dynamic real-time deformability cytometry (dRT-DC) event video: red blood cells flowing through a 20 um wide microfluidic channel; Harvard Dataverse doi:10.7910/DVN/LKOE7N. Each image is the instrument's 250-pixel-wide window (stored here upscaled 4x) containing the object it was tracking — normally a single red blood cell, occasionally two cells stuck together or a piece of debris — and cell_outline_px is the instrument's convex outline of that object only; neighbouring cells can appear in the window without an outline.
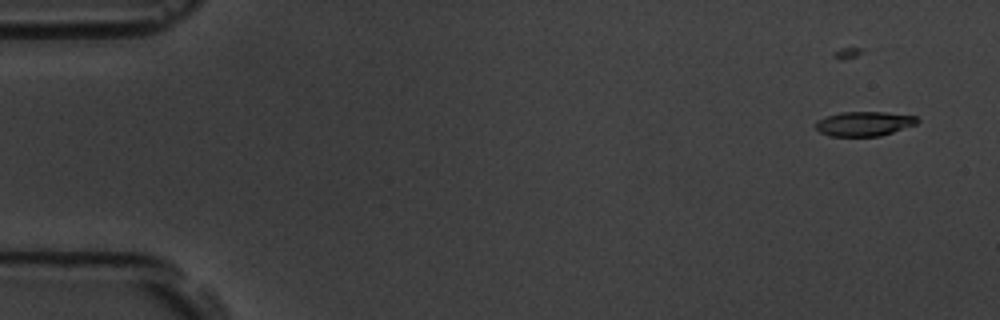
{"species": "common noctule bat (a hibernating species)", "species_latin": "Nyctalus noctula", "temperature_condition": "room temperature", "stored_images_in_passage": 6, "camera_frame_rate_fps": 3000, "um_per_image_px": 0.085, "animal": {"sex": "male", "body_mass_g": 19.5, "forearm_length_mm": 54.6}, "frame": {"image": 1, "passage_image": 2, "time_ms": 0.333, "image_size_px": [1000, 320], "cell_outline_px": [[920, 120], [916, 124], [880, 136], [832, 136], [820, 132], [816, 128], [816, 120], [840, 112], [884, 112], [916, 116]], "centroid_in_image_um": [73.45, 10.51], "position_along_channel_um": 11.5, "area_um2": 14.39}}
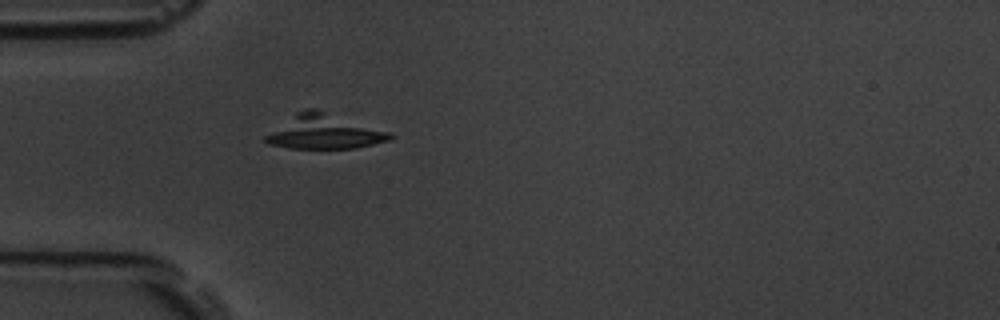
{"frame": {"image": 2, "passage_image": 6, "time_ms": 1.667, "image_size_px": [1000, 320], "cell_outline_px": [[396, 136], [392, 140], [356, 148], [288, 148], [268, 144], [264, 140], [264, 136], [296, 112], [304, 108], [316, 108], [392, 132]], "centroid_in_image_um": [27.61, 11.2], "position_along_channel_um": 57.4, "area_um2": 25.2}}